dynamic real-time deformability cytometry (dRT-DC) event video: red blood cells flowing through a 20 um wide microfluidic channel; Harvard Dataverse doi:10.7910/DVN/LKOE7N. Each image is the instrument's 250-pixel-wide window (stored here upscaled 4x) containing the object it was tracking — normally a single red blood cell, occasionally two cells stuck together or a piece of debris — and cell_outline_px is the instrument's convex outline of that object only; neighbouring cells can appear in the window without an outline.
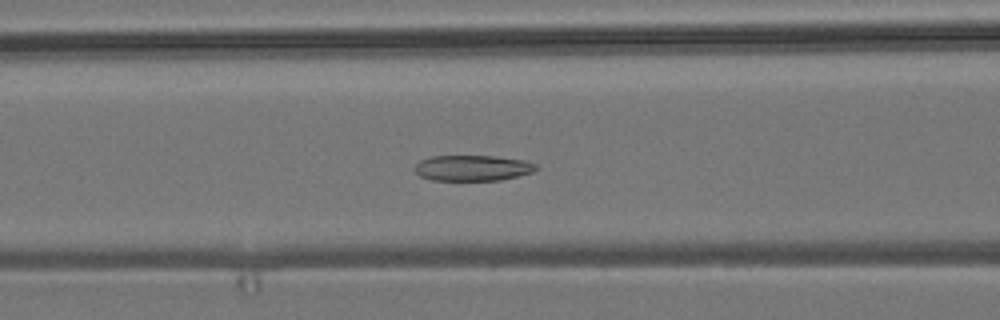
{"species": "common noctule bat (a hibernating species)", "species_latin": "Nyctalus noctula", "temperature_condition": "room temperature", "stored_images_in_passage": 34, "camera_frame_rate_fps": 3000, "um_per_image_px": 0.085, "animal": {"sex": "male", "body_mass_g": 19.2, "forearm_length_mm": 51.8}, "frame": {"image": 1, "passage_image": 5, "time_ms": 1.333, "image_size_px": [1000, 320], "cell_outline_px": [[540, 168], [532, 172], [500, 180], [432, 180], [420, 176], [416, 172], [416, 164], [420, 160], [432, 156], [496, 156], [524, 160], [536, 164]], "centroid_in_image_um": [40.19, 14.27], "position_along_channel_um": 126.4, "area_um2": 18.09}}
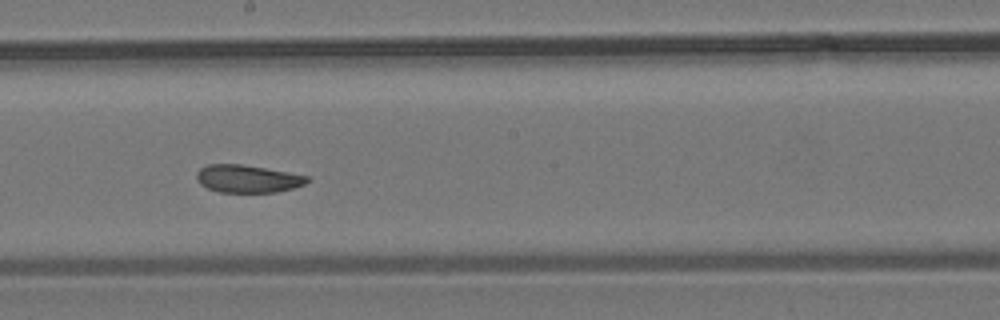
{"frame": {"image": 2, "passage_image": 13, "time_ms": 4.0, "image_size_px": [1000, 320], "cell_outline_px": [[308, 180], [304, 184], [292, 188], [276, 192], [220, 192], [208, 188], [200, 184], [196, 176], [196, 172], [200, 168], [208, 164], [240, 164], [288, 172], [308, 176]], "centroid_in_image_um": [21.01, 15.19], "position_along_channel_um": 227.2, "area_um2": 17.63}}
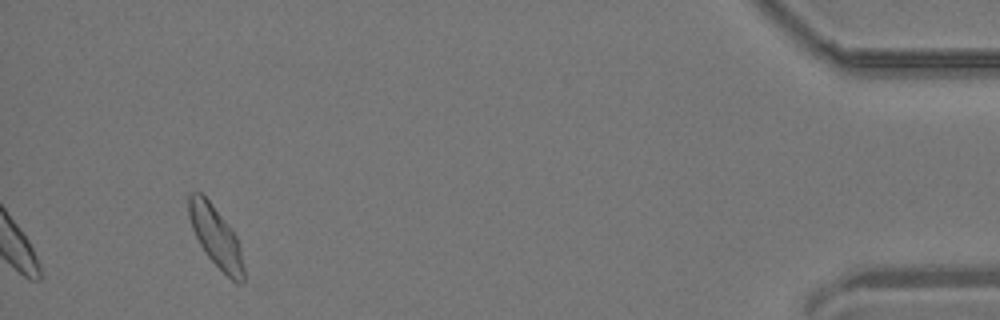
{"frame": {"image": 3, "passage_image": 34, "time_ms": 11.0, "image_size_px": [1000, 320], "cell_outline_px": [[244, 284], [240, 284], [232, 280], [208, 256], [200, 244], [192, 228], [188, 216], [188, 192], [200, 192], [208, 200], [228, 224], [236, 236], [240, 248], [244, 268]], "centroid_in_image_um": [18.34, 20.11], "position_along_channel_um": 416.9, "area_um2": 19.13}}